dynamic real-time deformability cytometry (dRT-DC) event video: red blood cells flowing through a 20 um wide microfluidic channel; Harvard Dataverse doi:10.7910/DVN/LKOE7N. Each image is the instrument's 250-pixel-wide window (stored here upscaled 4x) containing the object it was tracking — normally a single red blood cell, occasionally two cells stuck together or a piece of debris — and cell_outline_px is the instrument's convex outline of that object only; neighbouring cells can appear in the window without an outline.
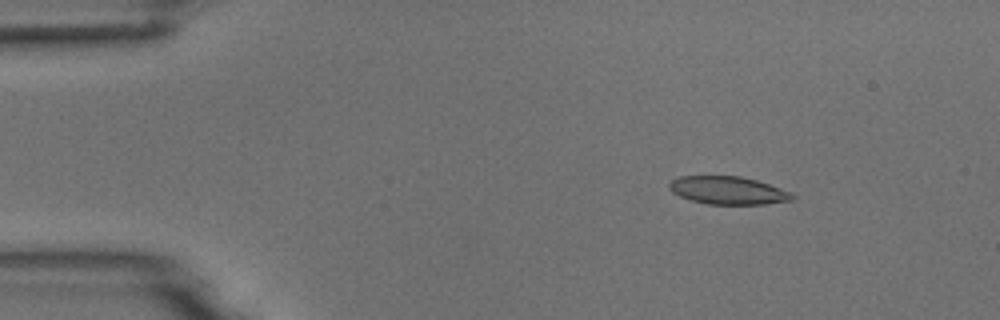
{"species": "common noctule bat (a hibernating species)", "species_latin": "Nyctalus noctula", "temperature_condition": "room temperature", "stored_images_in_passage": 6, "camera_frame_rate_fps": 3000, "um_per_image_px": 0.085, "animal": {"sex": "male", "body_mass_g": 18.8}, "frame": {"image": 1, "passage_image": 2, "time_ms": 1.333, "image_size_px": [1000, 320], "cell_outline_px": [[796, 196], [792, 200], [764, 204], [708, 204], [692, 200], [680, 196], [672, 192], [668, 188], [668, 184], [672, 180], [680, 176], [740, 176], [756, 180], [792, 192]], "centroid_in_image_um": [61.88, 16.18], "position_along_channel_um": 23.1, "area_um2": 19.94}}
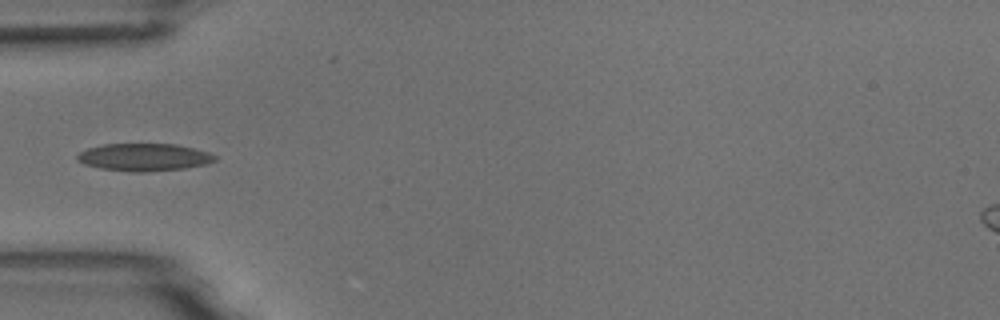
{"frame": {"image": 2, "passage_image": 5, "time_ms": 4.667, "image_size_px": [1000, 320], "cell_outline_px": [[216, 160], [204, 164], [184, 168], [144, 172], [132, 172], [100, 168], [84, 164], [76, 160], [76, 156], [80, 152], [88, 148], [104, 144], [176, 144], [208, 152], [216, 156]], "centroid_in_image_um": [12.21, 13.36], "position_along_channel_um": 72.8, "area_um2": 21.91}}